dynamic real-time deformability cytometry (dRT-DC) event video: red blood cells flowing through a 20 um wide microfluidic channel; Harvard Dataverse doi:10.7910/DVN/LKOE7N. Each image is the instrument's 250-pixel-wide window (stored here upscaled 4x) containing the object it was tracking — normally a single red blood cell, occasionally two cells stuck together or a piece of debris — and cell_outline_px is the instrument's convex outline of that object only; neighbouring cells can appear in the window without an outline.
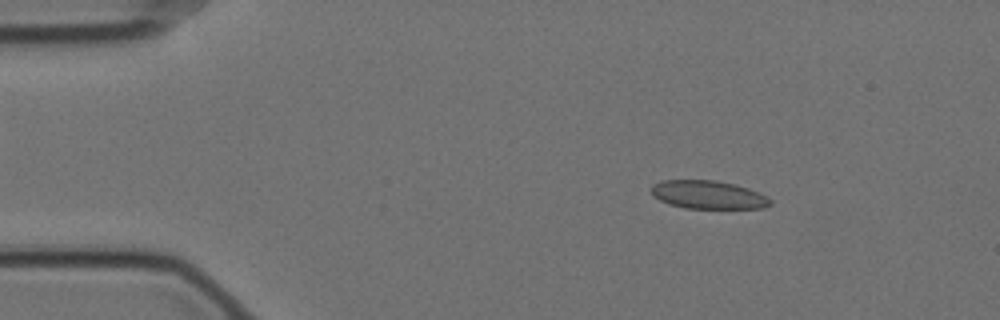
{"species": "Egyptian fruit bat (a non-hibernating species)", "species_latin": "Rousettus aegyptiacus", "temperature_condition": "cold", "stored_images_in_passage": 57, "camera_frame_rate_fps": 3000, "um_per_image_px": 0.085, "animal": {"sex": "female"}, "frame": {"image": 1, "passage_image": 8, "time_ms": 2.333, "image_size_px": [1000, 320], "cell_outline_px": [[772, 204], [764, 208], [684, 208], [668, 204], [652, 196], [652, 184], [660, 180], [716, 180], [736, 184], [748, 188], [772, 200]], "centroid_in_image_um": [60.16, 16.55], "position_along_channel_um": 24.8, "area_um2": 19.65}}
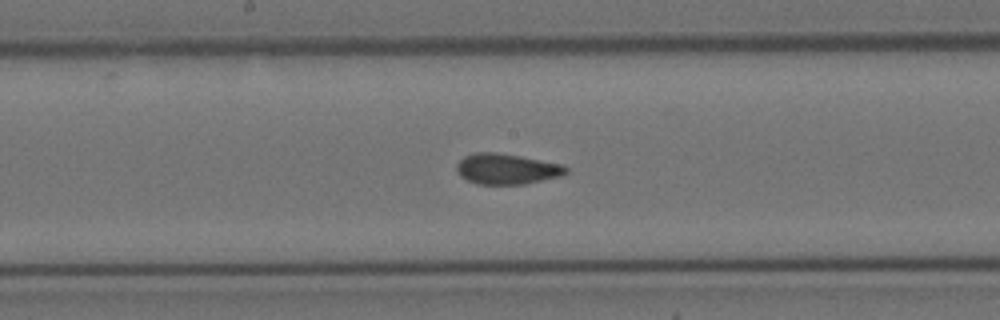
{"frame": {"image": 2, "passage_image": 29, "time_ms": 9.333, "image_size_px": [1000, 320], "cell_outline_px": [[568, 172], [560, 176], [524, 184], [476, 184], [460, 176], [456, 172], [456, 164], [464, 156], [476, 152], [496, 152], [520, 156], [564, 164], [568, 168]], "centroid_in_image_um": [43.06, 14.35], "position_along_channel_um": 205.1, "area_um2": 19.59}}
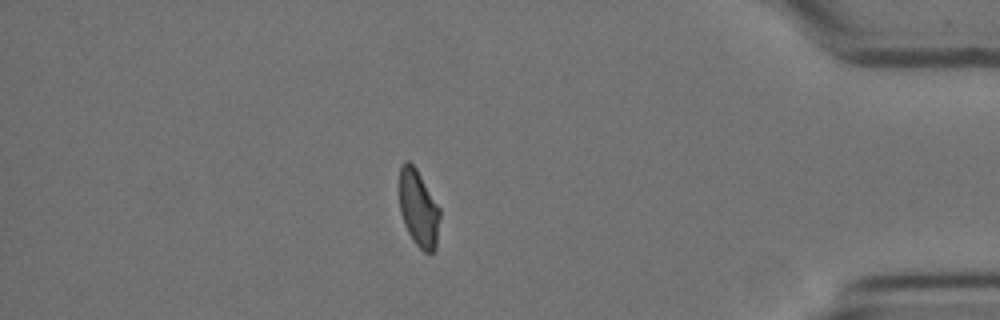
{"frame": {"image": 3, "passage_image": 49, "time_ms": 16.0, "image_size_px": [1000, 320], "cell_outline_px": [[440, 216], [436, 248], [432, 252], [424, 252], [416, 244], [408, 232], [404, 224], [400, 212], [400, 168], [404, 160], [408, 160], [416, 168], [440, 208]], "centroid_in_image_um": [35.58, 17.72], "position_along_channel_um": 399.6, "area_um2": 18.03}, "authors_computed_cell_mechanics": {"area_um2": 19.5364, "velocity_mm_per_s": 3.511, "shape_relaxation_time_tau1_ms": null, "shape_relaxation_time_tau2_ms": 1.4683, "deformation_change_tau1": null, "deformation_change_tau2": 0.0609}}